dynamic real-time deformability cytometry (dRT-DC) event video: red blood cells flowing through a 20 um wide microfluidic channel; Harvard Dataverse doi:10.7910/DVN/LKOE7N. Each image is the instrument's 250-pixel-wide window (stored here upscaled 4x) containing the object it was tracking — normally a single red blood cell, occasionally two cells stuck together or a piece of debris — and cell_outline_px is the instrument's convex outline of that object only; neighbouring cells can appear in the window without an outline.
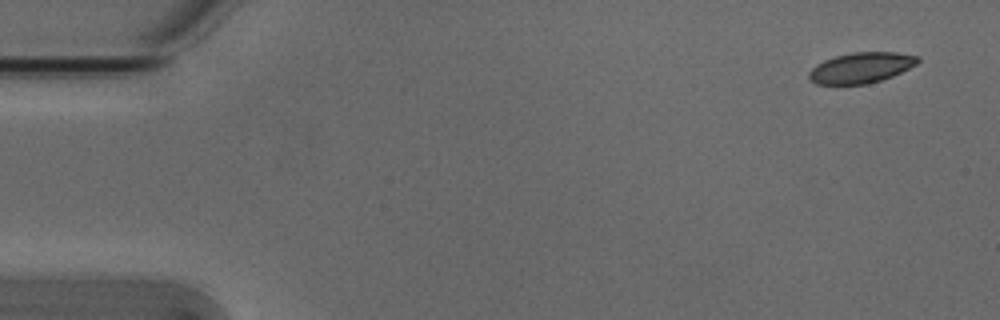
{"species": "Egyptian fruit bat (a non-hibernating species)", "species_latin": "Rousettus aegyptiacus", "temperature_condition": "cold", "stored_images_in_passage": 5, "segment_of_instrument_passage": [2, 2], "camera_frame_rate_fps": 3000, "um_per_image_px": 0.085, "animal": {"sex": "male"}, "frame": {"image": 1, "passage_image": 5, "time_ms": 1.333, "image_size_px": [1000, 320], "cell_outline_px": [[920, 60], [916, 64], [892, 76], [868, 84], [816, 84], [808, 80], [808, 72], [816, 64], [824, 60], [836, 56], [852, 52], [896, 52], [920, 56]], "centroid_in_image_um": [73.17, 5.75], "position_along_channel_um": 11.8, "area_um2": 19.42}}